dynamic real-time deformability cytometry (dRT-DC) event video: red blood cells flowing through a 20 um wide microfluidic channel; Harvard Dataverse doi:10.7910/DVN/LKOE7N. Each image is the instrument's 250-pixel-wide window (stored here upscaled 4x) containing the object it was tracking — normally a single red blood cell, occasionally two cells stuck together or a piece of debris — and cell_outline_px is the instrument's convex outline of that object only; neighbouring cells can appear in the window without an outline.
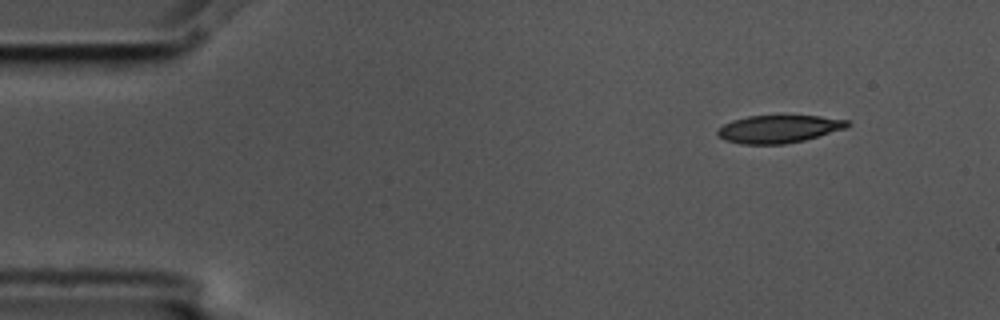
{"species": "common noctule bat (a hibernating species)", "species_latin": "Nyctalus noctula", "temperature_condition": "cold", "stored_images_in_passage": 6, "camera_frame_rate_fps": 3000, "um_per_image_px": 0.085, "animal": {"sex": "male", "body_mass_g": 17.5, "forearm_length_mm": 52.3}, "frame": {"image": 1, "passage_image": 1, "time_ms": 0.0, "image_size_px": [1000, 320], "cell_outline_px": [[852, 124], [844, 128], [804, 140], [784, 144], [740, 144], [724, 140], [716, 132], [724, 124], [732, 120], [748, 116], [820, 116], [848, 120]], "centroid_in_image_um": [66.17, 10.96], "position_along_channel_um": 18.8, "area_um2": 20.75}}
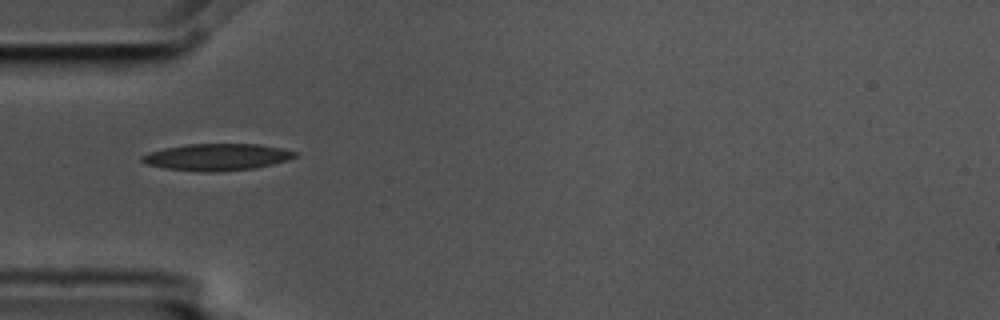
{"frame": {"image": 2, "passage_image": 4, "time_ms": 1.0, "image_size_px": [1000, 320], "cell_outline_px": [[300, 152], [296, 156], [288, 160], [256, 168], [212, 172], [204, 172], [164, 168], [148, 164], [140, 160], [140, 156], [148, 152], [164, 148], [188, 144], [260, 144]], "centroid_in_image_um": [18.45, 13.34], "position_along_channel_um": 66.6, "area_um2": 23.93}}